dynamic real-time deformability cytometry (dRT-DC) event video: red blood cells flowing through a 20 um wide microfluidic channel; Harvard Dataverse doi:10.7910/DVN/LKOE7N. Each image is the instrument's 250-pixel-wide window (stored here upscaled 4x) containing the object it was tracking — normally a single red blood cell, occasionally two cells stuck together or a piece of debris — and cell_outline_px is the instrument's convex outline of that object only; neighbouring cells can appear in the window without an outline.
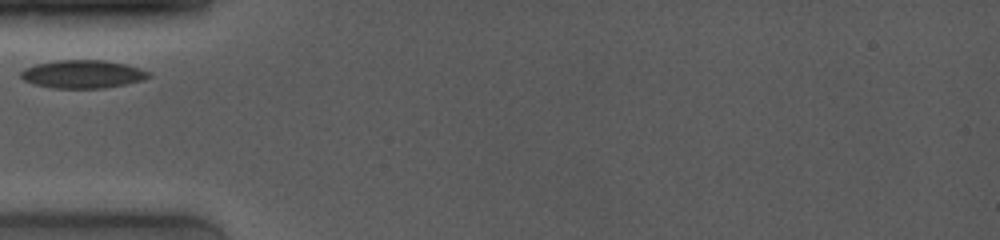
{"species": "common noctule bat (a hibernating species)", "species_latin": "Nyctalus noctula", "temperature_condition": "room temperature", "stored_images_in_passage": 38, "camera_frame_rate_fps": 4000, "um_per_image_px": 0.085, "animal": {"sex": "female", "body_mass_g": 19.0, "forearm_length_mm": 53.3}, "frame": {"image": 1, "passage_image": 1, "time_ms": 0.0, "image_size_px": [1000, 240], "cell_outline_px": [[152, 76], [140, 80], [124, 84], [104, 88], [52, 88], [32, 84], [24, 80], [20, 76], [20, 72], [24, 68], [36, 64], [56, 60], [104, 60], [124, 64], [140, 68], [152, 72]], "centroid_in_image_um": [7.01, 6.3], "position_along_channel_um": 78.0, "area_um2": 20.98}}